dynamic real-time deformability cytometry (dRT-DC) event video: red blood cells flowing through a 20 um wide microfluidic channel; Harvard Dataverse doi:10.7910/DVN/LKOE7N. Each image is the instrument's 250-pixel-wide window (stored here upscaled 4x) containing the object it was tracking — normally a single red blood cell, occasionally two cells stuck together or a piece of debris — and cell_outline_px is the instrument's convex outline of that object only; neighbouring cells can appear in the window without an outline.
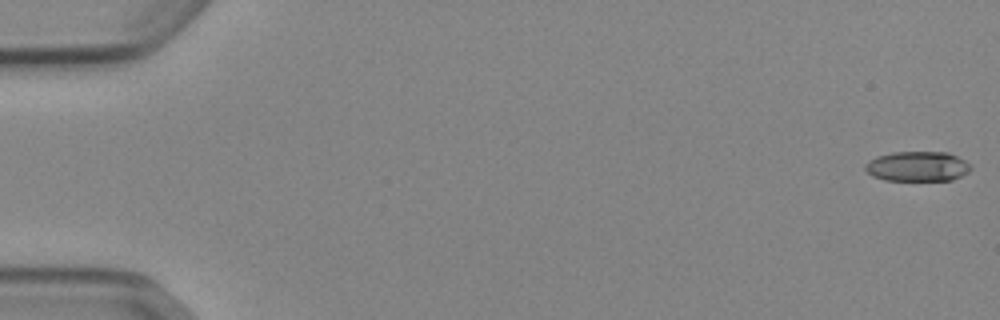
{"species": "Egyptian fruit bat (a non-hibernating species)", "species_latin": "Rousettus aegyptiacus", "temperature_condition": "cold", "stored_images_in_passage": 53, "camera_frame_rate_fps": 3000, "um_per_image_px": 0.085, "animal": {"sex": "female"}, "frame": {"image": 1, "passage_image": 1, "time_ms": 0.0, "image_size_px": [1000, 320], "cell_outline_px": [[972, 168], [968, 172], [952, 180], [884, 180], [872, 176], [864, 168], [864, 164], [868, 160], [876, 156], [892, 152], [948, 152], [964, 160]], "centroid_in_image_um": [77.94, 14.14], "position_along_channel_um": 7.1, "area_um2": 18.44}}
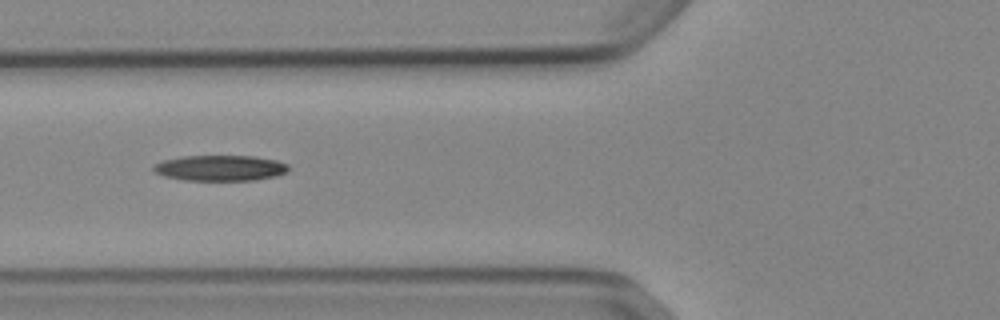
{"frame": {"image": 2, "passage_image": 21, "time_ms": 6.667, "image_size_px": [1000, 320], "cell_outline_px": [[288, 172], [276, 176], [252, 180], [184, 180], [164, 176], [156, 172], [152, 168], [156, 164], [164, 160], [180, 156], [252, 156], [276, 160], [288, 164]], "centroid_in_image_um": [18.73, 14.28], "position_along_channel_um": 107.1, "area_um2": 20.06}}
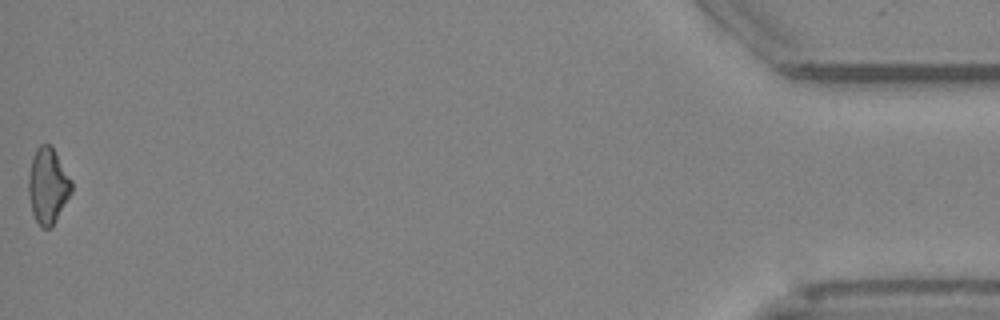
{"frame": {"image": 3, "passage_image": 53, "time_ms": 17.333, "image_size_px": [1000, 320], "cell_outline_px": [[72, 192], [52, 228], [40, 228], [32, 212], [28, 192], [28, 176], [32, 156], [36, 148], [40, 144], [52, 144], [72, 180]], "centroid_in_image_um": [4.07, 15.77], "position_along_channel_um": 431.1, "area_um2": 19.36}}